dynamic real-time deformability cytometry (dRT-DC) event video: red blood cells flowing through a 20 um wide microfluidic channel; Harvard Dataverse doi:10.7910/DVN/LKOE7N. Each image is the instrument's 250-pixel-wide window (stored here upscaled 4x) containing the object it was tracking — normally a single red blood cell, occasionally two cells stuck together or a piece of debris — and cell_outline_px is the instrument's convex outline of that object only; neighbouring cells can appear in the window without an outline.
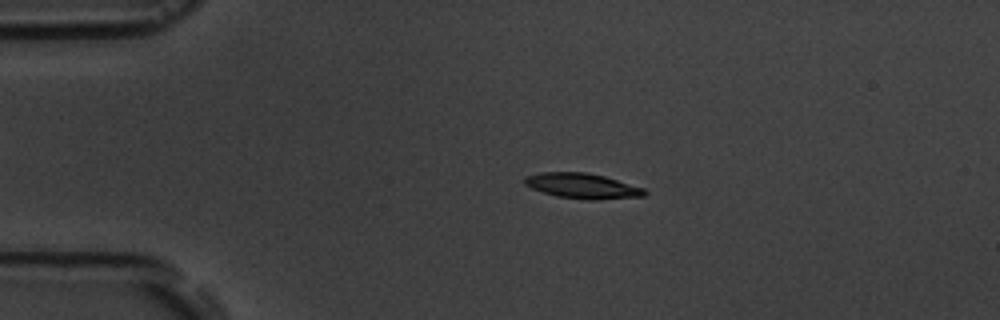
{"species": "common noctule bat (a hibernating species)", "species_latin": "Nyctalus noctula", "temperature_condition": "room temperature", "stored_images_in_passage": 4, "camera_frame_rate_fps": 3000, "um_per_image_px": 0.085, "animal": {"sex": "male", "body_mass_g": 19.5, "forearm_length_mm": 54.6}, "frame": {"image": 1, "passage_image": 3, "time_ms": 2.333, "image_size_px": [1000, 320], "cell_outline_px": [[648, 192], [644, 196], [600, 200], [588, 200], [556, 196], [532, 188], [524, 184], [524, 176], [540, 172], [584, 172], [604, 176], [644, 188]], "centroid_in_image_um": [49.5, 15.8], "position_along_channel_um": 35.5, "area_um2": 17.69}}